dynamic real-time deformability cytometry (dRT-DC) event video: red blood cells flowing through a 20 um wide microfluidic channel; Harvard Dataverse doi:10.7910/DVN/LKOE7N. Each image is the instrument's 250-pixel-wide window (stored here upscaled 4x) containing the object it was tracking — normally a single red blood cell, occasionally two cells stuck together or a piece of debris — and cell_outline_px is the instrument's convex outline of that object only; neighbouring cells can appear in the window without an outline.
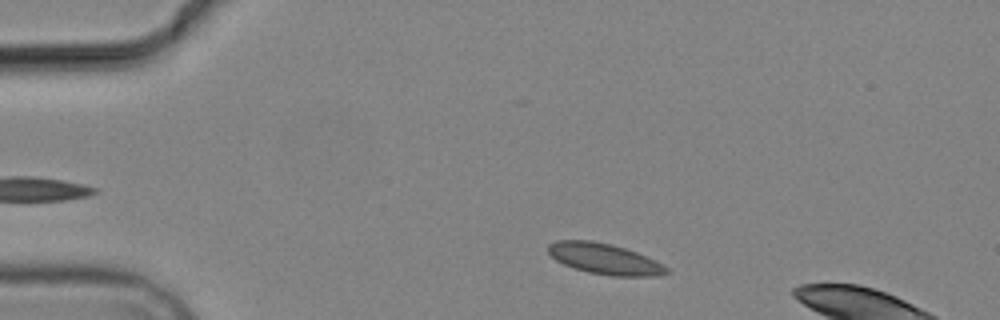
{"species": "common noctule bat (a hibernating species)", "species_latin": "Nyctalus noctula", "temperature_condition": "cold", "stored_images_in_passage": 4, "camera_frame_rate_fps": 3000, "um_per_image_px": 0.085, "animal": {"sex": "male", "body_mass_g": 19.2, "forearm_length_mm": 51.8}, "frame": {"image": 1, "passage_image": 2, "time_ms": 1.333, "image_size_px": [1000, 320], "cell_outline_px": [[668, 272], [652, 276], [612, 276], [588, 272], [572, 268], [556, 260], [548, 252], [548, 244], [556, 240], [592, 240], [612, 244], [636, 252], [656, 260], [668, 268]], "centroid_in_image_um": [51.35, 21.99], "position_along_channel_um": 33.6, "area_um2": 21.21}}